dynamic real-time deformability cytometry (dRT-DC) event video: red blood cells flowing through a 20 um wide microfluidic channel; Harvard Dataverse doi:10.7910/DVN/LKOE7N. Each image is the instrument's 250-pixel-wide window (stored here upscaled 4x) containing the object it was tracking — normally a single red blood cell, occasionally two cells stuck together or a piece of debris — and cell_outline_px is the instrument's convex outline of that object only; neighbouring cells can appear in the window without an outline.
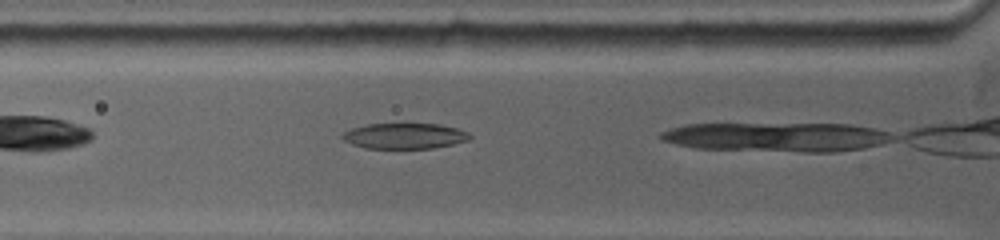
{"species": "common noctule bat (a hibernating species)", "species_latin": "Nyctalus noctula", "temperature_condition": "warm", "stored_images_in_passage": 12, "camera_frame_rate_fps": 5000, "um_per_image_px": 0.085, "animal": {"sex": "female", "body_mass_g": 19.0, "forearm_length_mm": 53.3}, "frame": {"image": 1, "passage_image": 4, "time_ms": 0.8, "image_size_px": [1000, 240], "cell_outline_px": [[472, 136], [468, 140], [452, 144], [432, 148], [364, 148], [352, 144], [344, 140], [340, 136], [344, 132], [352, 128], [368, 124], [404, 120], [408, 120], [440, 124], [456, 128], [468, 132]], "centroid_in_image_um": [34.38, 11.49], "position_along_channel_um": 91.4, "area_um2": 20.0}}